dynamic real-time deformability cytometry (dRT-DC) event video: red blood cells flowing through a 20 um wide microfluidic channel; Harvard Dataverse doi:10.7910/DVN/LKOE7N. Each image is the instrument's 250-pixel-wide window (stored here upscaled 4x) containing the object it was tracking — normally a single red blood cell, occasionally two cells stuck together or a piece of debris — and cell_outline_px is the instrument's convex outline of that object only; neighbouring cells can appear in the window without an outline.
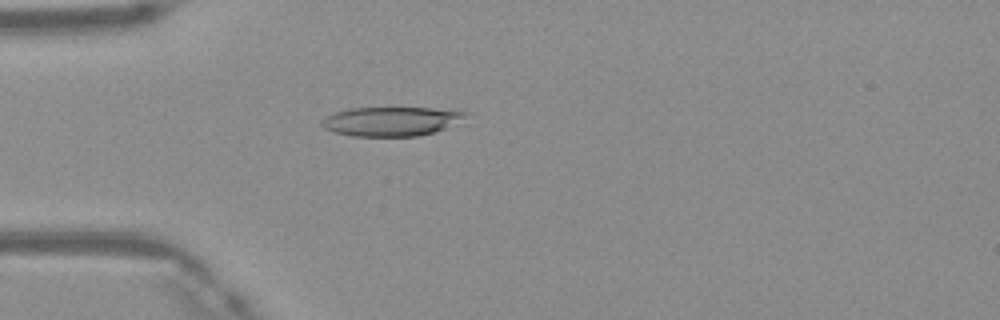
{"species": "Egyptian fruit bat (a non-hibernating species)", "species_latin": "Rousettus aegyptiacus", "temperature_condition": "warm", "stored_images_in_passage": 49, "camera_frame_rate_fps": 3000, "um_per_image_px": 0.085, "frame": {"image": 1, "passage_image": 14, "time_ms": 4.333, "image_size_px": [1000, 320], "cell_outline_px": [[472, 112], [444, 128], [436, 132], [420, 136], [352, 136], [336, 132], [324, 128], [320, 124], [320, 120], [336, 112], [352, 108], [432, 108]], "centroid_in_image_um": [33.23, 10.31], "position_along_channel_um": 51.8, "area_um2": 24.16}}
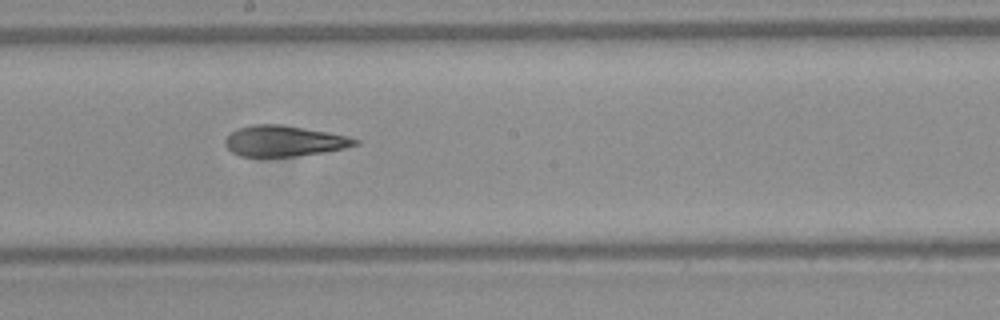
{"frame": {"image": 2, "passage_image": 27, "time_ms": 8.667, "image_size_px": [1000, 320], "cell_outline_px": [[360, 144], [344, 148], [324, 152], [296, 156], [240, 156], [232, 152], [224, 144], [224, 140], [236, 128], [252, 124], [284, 124], [328, 132], [348, 136], [360, 140]], "centroid_in_image_um": [24.15, 11.97], "position_along_channel_um": 224.0, "area_um2": 23.41}}
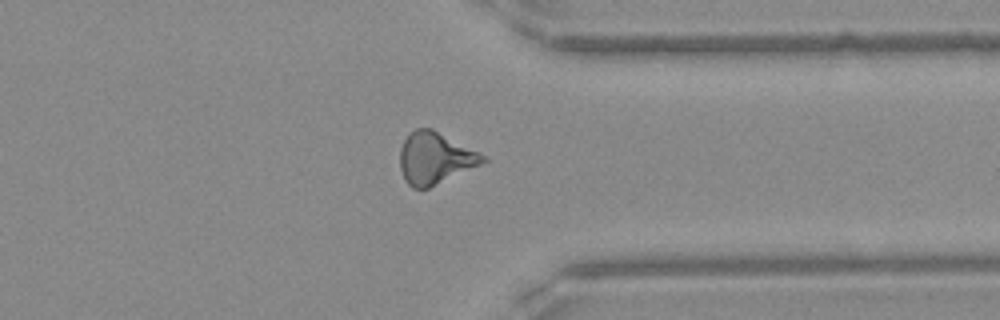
{"frame": {"image": 3, "passage_image": 38, "time_ms": 12.333, "image_size_px": [1000, 320], "cell_outline_px": [[488, 160], [480, 164], [428, 188], [412, 188], [408, 184], [400, 168], [400, 148], [404, 140], [416, 128], [432, 128], [480, 152]], "centroid_in_image_um": [36.97, 13.42], "position_along_channel_um": 374.4, "area_um2": 24.62}, "authors_computed_cell_mechanics": {"area_um2": 24.1604, "velocity_mm_per_s": 4.197, "shape_relaxation_time_tau1_ms": null, "shape_relaxation_time_tau2_ms": 3.5596, "deformation_change_tau1": null, "deformation_change_tau2": 0.1474}}